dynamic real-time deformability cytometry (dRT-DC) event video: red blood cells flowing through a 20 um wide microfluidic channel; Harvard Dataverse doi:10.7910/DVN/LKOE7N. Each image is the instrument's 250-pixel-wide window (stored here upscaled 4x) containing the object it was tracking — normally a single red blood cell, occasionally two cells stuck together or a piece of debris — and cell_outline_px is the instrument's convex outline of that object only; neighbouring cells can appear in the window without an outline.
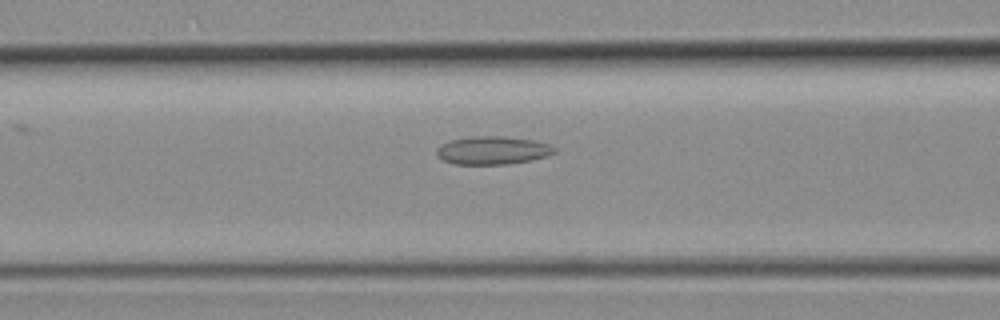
{"species": "common noctule bat (a hibernating species)", "species_latin": "Nyctalus noctula", "temperature_condition": "room temperature", "stored_images_in_passage": 34, "camera_frame_rate_fps": 3000, "um_per_image_px": 0.085, "animal": {"sex": "female", "body_mass_g": 19.3, "forearm_length_mm": 54.1}, "frame": {"image": 1, "passage_image": 8, "time_ms": 2.333, "image_size_px": [1000, 320], "cell_outline_px": [[556, 152], [548, 156], [508, 164], [456, 164], [444, 160], [436, 152], [436, 148], [452, 140], [472, 136], [500, 136], [532, 140], [548, 144], [556, 148]], "centroid_in_image_um": [41.9, 12.78], "position_along_channel_um": 124.7, "area_um2": 18.96}}
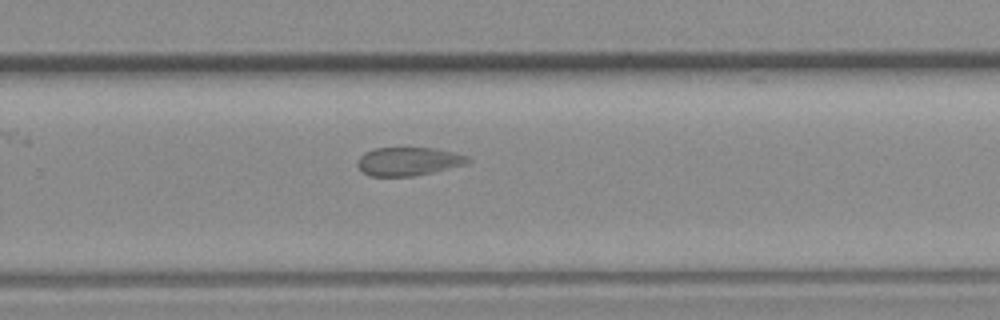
{"frame": {"image": 2, "passage_image": 19, "time_ms": 6.0, "image_size_px": [1000, 320], "cell_outline_px": [[472, 160], [464, 164], [432, 172], [412, 176], [368, 176], [356, 164], [360, 156], [364, 152], [376, 148], [432, 148], [452, 152], [468, 156]], "centroid_in_image_um": [34.68, 13.71], "position_along_channel_um": 295.1, "area_um2": 18.03}}
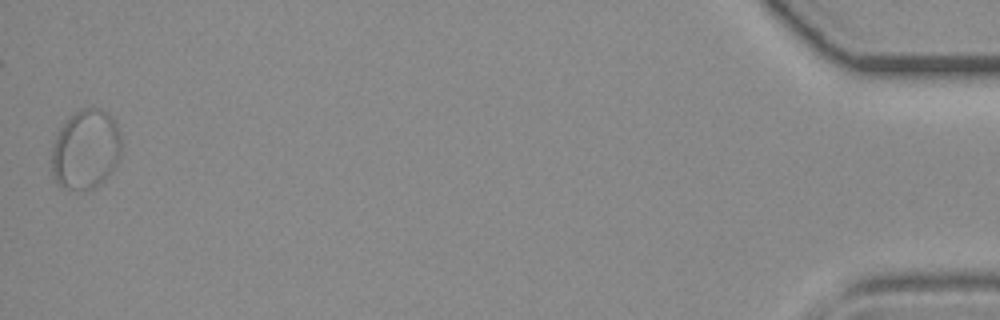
{"frame": {"image": 3, "passage_image": 34, "time_ms": 11.0, "image_size_px": [1000, 320], "cell_outline_px": [[120, 156], [116, 164], [104, 180], [92, 188], [64, 188], [56, 184], [52, 176], [52, 148], [56, 136], [60, 128], [80, 108], [100, 108], [108, 112], [116, 124], [120, 132]], "centroid_in_image_um": [7.28, 12.69], "position_along_channel_um": 427.9, "area_um2": 32.02}}